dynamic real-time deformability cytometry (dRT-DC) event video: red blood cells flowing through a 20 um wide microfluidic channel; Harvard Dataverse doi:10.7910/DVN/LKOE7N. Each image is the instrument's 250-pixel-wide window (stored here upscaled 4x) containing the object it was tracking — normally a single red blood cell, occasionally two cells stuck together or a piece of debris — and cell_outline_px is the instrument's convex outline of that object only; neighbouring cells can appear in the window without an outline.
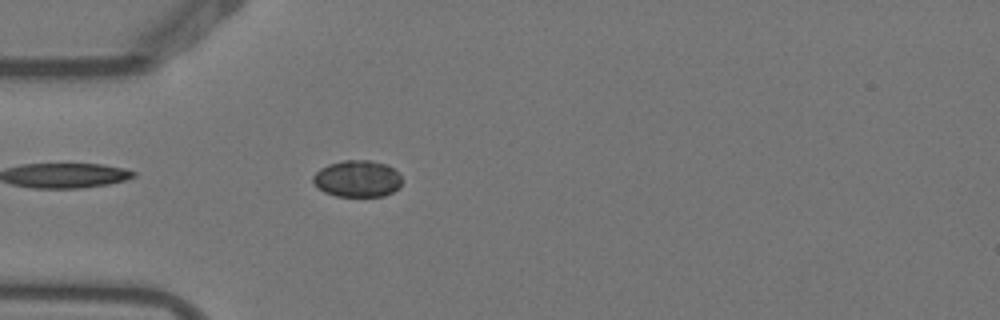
{"species": "Egyptian fruit bat (a non-hibernating species)", "species_latin": "Rousettus aegyptiacus", "temperature_condition": "warm", "stored_images_in_passage": 5, "camera_frame_rate_fps": 3000, "um_per_image_px": 0.085, "animal": {"sex": "female"}, "frame": {"image": 1, "passage_image": 5, "time_ms": 1.333, "image_size_px": [1000, 320], "cell_outline_px": [[400, 188], [384, 196], [336, 196], [324, 192], [316, 188], [312, 180], [312, 176], [320, 168], [328, 164], [344, 160], [368, 160], [388, 164], [400, 172]], "centroid_in_image_um": [30.37, 15.18], "position_along_channel_um": 54.6, "area_um2": 19.31}}